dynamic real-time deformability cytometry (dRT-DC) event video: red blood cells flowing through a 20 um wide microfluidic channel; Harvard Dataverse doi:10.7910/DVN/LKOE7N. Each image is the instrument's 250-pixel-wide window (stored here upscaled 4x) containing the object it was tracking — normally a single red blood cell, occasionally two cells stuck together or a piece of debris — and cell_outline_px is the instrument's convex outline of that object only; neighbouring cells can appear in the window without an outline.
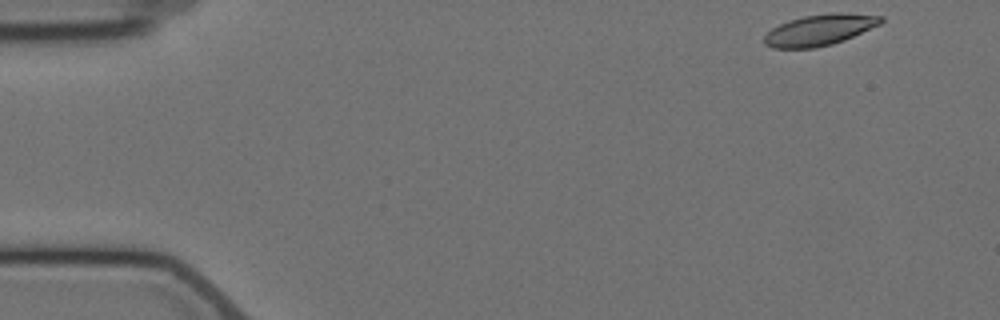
{"species": "Egyptian fruit bat (a non-hibernating species)", "species_latin": "Rousettus aegyptiacus", "temperature_condition": "cold", "stored_images_in_passage": 6, "camera_frame_rate_fps": 3000, "um_per_image_px": 0.085, "animal": {"sex": "female"}, "frame": {"image": 1, "passage_image": 1, "time_ms": 0.0, "image_size_px": [1000, 320], "cell_outline_px": [[884, 20], [880, 24], [844, 40], [832, 44], [816, 48], [772, 48], [764, 44], [764, 36], [772, 28], [788, 20], [804, 16], [832, 12], [840, 12], [884, 16]], "centroid_in_image_um": [69.67, 2.54], "position_along_channel_um": 15.3, "area_um2": 21.15}}